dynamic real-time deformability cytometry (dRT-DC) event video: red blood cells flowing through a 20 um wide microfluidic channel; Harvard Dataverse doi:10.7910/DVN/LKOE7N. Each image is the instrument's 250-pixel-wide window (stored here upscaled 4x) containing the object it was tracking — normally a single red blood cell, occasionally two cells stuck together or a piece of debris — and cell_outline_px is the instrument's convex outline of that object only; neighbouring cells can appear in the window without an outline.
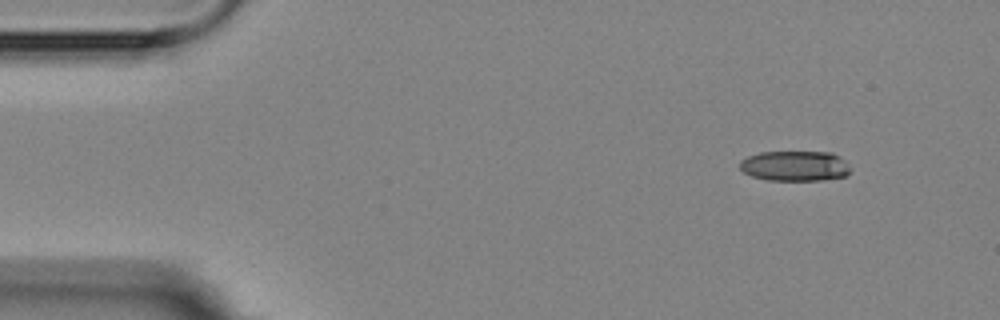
{"species": "Egyptian fruit bat (a non-hibernating species)", "species_latin": "Rousettus aegyptiacus", "temperature_condition": "room temperature", "stored_images_in_passage": 3, "camera_frame_rate_fps": 3000, "um_per_image_px": 0.085, "animal": {"sex": "female"}, "frame": {"image": 1, "passage_image": 1, "time_ms": 0.0, "image_size_px": [1000, 320], "cell_outline_px": [[848, 172], [844, 176], [820, 180], [768, 180], [752, 176], [744, 172], [740, 168], [740, 160], [748, 156], [760, 152], [832, 152], [844, 160], [848, 168]], "centroid_in_image_um": [67.52, 14.1], "position_along_channel_um": 17.5, "area_um2": 19.25}}
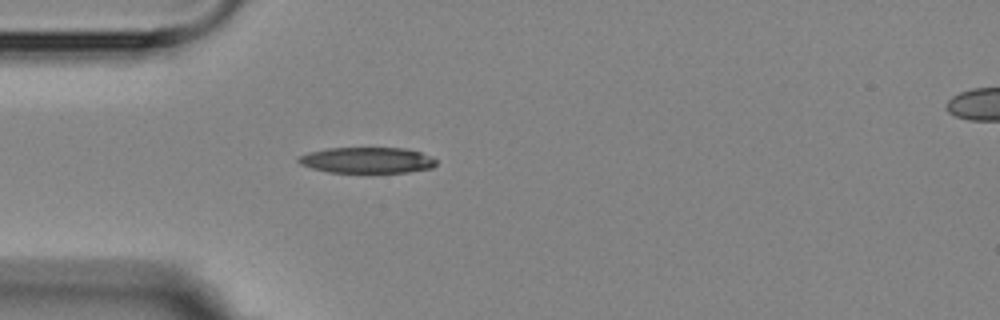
{"frame": {"image": 2, "passage_image": 3, "time_ms": 3.333, "image_size_px": [1000, 320], "cell_outline_px": [[436, 164], [432, 168], [408, 172], [328, 172], [312, 168], [300, 164], [296, 160], [300, 156], [308, 152], [328, 148], [404, 148], [420, 152], [432, 156], [436, 160]], "centroid_in_image_um": [31.21, 13.61], "position_along_channel_um": 53.8, "area_um2": 20.75}}